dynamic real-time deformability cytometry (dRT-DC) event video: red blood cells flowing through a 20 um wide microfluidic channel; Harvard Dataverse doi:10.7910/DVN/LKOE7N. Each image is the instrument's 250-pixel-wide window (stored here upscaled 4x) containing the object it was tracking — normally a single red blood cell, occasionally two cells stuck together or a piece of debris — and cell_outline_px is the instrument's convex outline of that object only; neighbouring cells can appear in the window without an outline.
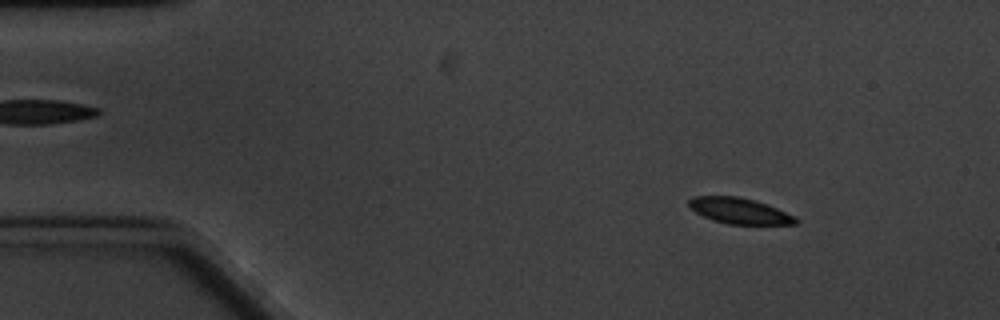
{"species": "common noctule bat (a hibernating species)", "species_latin": "Nyctalus noctula", "temperature_condition": "cold", "stored_images_in_passage": 6, "camera_frame_rate_fps": 3000, "um_per_image_px": 0.085, "animal": {"sex": "male", "body_mass_g": 20.1, "forearm_length_mm": 53.5}, "frame": {"image": 1, "passage_image": 3, "time_ms": 2.333, "image_size_px": [1000, 320], "cell_outline_px": [[800, 224], [728, 224], [712, 220], [696, 212], [688, 204], [688, 200], [692, 196], [740, 196], [776, 208], [796, 216], [800, 220]], "centroid_in_image_um": [62.88, 17.93], "position_along_channel_um": 22.1, "area_um2": 16.01}}
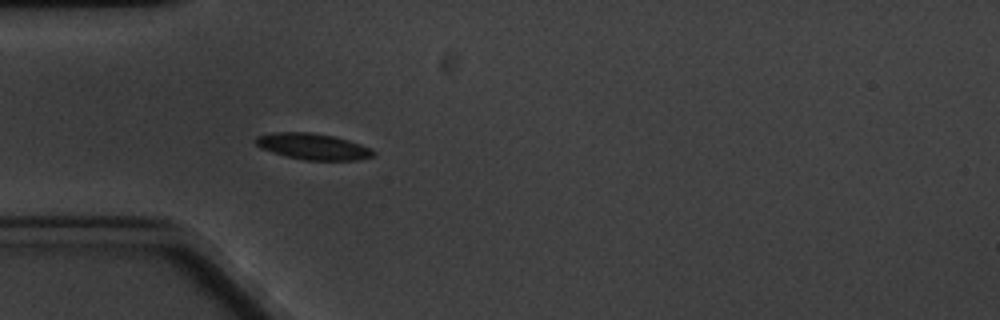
{"frame": {"image": 2, "passage_image": 6, "time_ms": 5.667, "image_size_px": [1000, 320], "cell_outline_px": [[376, 156], [360, 160], [304, 160], [272, 152], [260, 148], [252, 140], [256, 136], [276, 132], [312, 132], [332, 136], [348, 140], [372, 148], [376, 152]], "centroid_in_image_um": [26.62, 12.45], "position_along_channel_um": 58.4, "area_um2": 18.09}}